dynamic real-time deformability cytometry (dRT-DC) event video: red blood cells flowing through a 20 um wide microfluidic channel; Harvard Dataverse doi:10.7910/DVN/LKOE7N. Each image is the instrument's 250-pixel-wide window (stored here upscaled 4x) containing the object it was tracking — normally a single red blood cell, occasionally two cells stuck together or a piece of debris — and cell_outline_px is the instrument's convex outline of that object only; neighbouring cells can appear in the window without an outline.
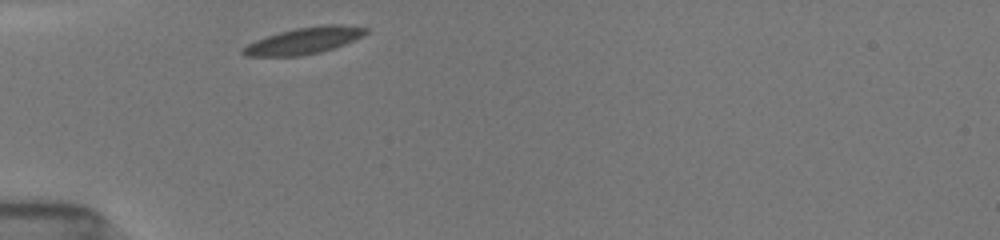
{"species": "common noctule bat (a hibernating species)", "species_latin": "Nyctalus noctula", "temperature_condition": "room temperature", "stored_images_in_passage": 30, "camera_frame_rate_fps": 3000, "um_per_image_px": 0.085, "animal": {"sex": "female", "body_mass_g": 19.5, "forearm_length_mm": 54.1}, "frame": {"image": 1, "passage_image": 1, "time_ms": 0.0, "image_size_px": [1000, 240], "cell_outline_px": [[368, 32], [344, 44], [320, 52], [300, 56], [244, 56], [240, 52], [240, 48], [256, 40], [280, 32], [296, 28], [324, 24], [340, 24], [368, 28]], "centroid_in_image_um": [25.8, 3.46], "position_along_channel_um": 59.2, "area_um2": 18.84}}
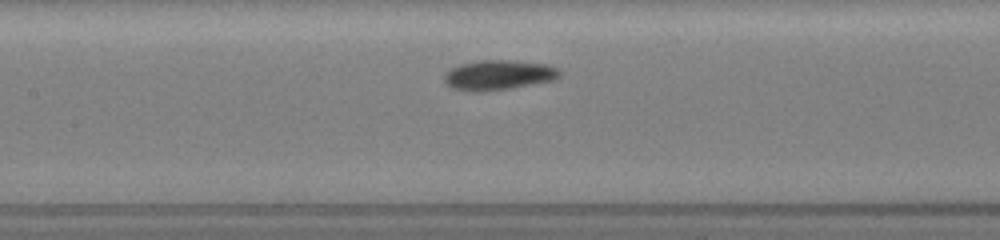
{"frame": {"image": 2, "passage_image": 10, "time_ms": 3.0, "image_size_px": [1000, 240], "cell_outline_px": [[560, 76], [552, 80], [512, 88], [480, 92], [468, 92], [452, 88], [444, 80], [444, 72], [460, 64], [480, 60], [508, 60], [544, 64], [556, 68], [560, 72]], "centroid_in_image_um": [42.31, 6.39], "position_along_channel_um": 165.1, "area_um2": 20.0}}
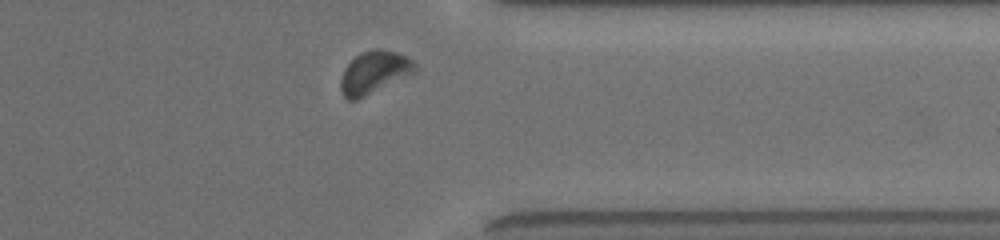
{"frame": {"image": 3, "passage_image": 27, "time_ms": 8.667, "image_size_px": [1000, 240], "cell_outline_px": [[416, 72], [356, 100], [348, 100], [344, 96], [340, 88], [340, 80], [344, 68], [360, 52], [376, 48], [380, 48], [396, 52], [412, 60], [416, 64]], "centroid_in_image_um": [31.79, 6.14], "position_along_channel_um": 379.6, "area_um2": 18.26}, "authors_computed_cell_mechanics": {"area_um2": 18.5538, "velocity_mm_per_s": 3.8366, "shape_relaxation_time_tau1_ms": 1.3271, "shape_relaxation_time_tau2_ms": 2.0127, "deformation_change_tau1": 0.0834, "deformation_change_tau2": 0.0434}}